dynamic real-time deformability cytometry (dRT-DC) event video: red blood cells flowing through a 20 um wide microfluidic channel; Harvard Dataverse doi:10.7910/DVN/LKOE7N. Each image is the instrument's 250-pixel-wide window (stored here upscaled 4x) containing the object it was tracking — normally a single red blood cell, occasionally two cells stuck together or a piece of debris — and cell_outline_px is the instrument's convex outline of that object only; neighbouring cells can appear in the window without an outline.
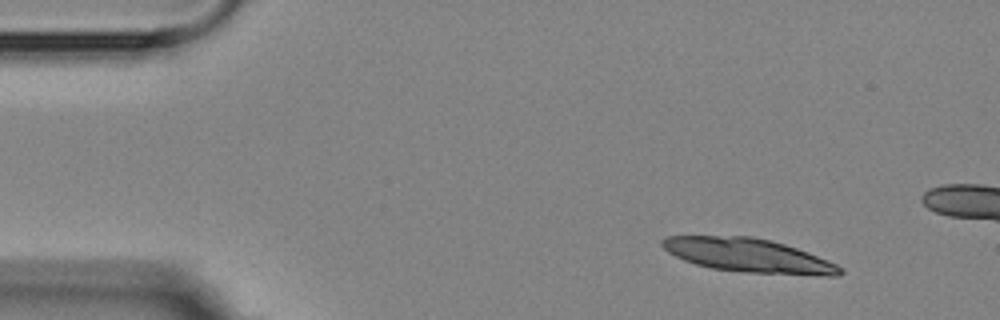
{"species": "Egyptian fruit bat (a non-hibernating species)", "species_latin": "Rousettus aegyptiacus", "temperature_condition": "room temperature", "stored_images_in_passage": 3, "camera_frame_rate_fps": 3000, "um_per_image_px": 0.085, "animal": {"sex": "female"}, "frame": {"image": 1, "passage_image": 1, "time_ms": 0.0, "image_size_px": [1000, 320], "cell_outline_px": [[844, 272], [840, 276], [820, 276], [744, 272], [712, 268], [696, 264], [684, 260], [668, 252], [660, 244], [660, 240], [664, 236], [752, 236], [784, 244], [808, 252], [836, 264], [844, 268]], "centroid_in_image_um": [63.64, 21.72], "position_along_channel_um": 21.4, "area_um2": 35.08}}